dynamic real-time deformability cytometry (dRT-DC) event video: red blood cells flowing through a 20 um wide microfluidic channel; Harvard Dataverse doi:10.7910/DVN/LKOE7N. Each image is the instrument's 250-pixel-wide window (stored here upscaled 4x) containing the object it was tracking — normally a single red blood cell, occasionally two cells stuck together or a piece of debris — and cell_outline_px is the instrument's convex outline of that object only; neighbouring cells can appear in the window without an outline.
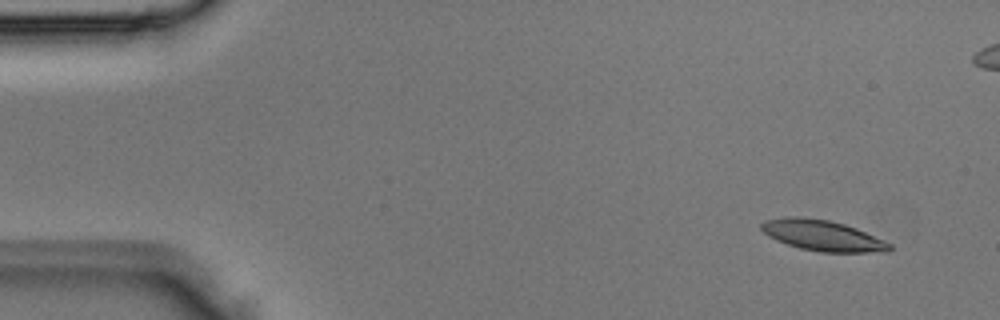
{"species": "Egyptian fruit bat (a non-hibernating species)", "species_latin": "Rousettus aegyptiacus", "temperature_condition": "room temperature", "stored_images_in_passage": 3, "camera_frame_rate_fps": 3000, "um_per_image_px": 0.085, "animal": {"sex": "male"}, "frame": {"image": 1, "passage_image": 1, "time_ms": 0.0, "image_size_px": [1000, 320], "cell_outline_px": [[892, 248], [888, 252], [820, 252], [800, 248], [776, 240], [768, 236], [760, 228], [760, 224], [764, 220], [788, 216], [800, 216], [828, 220], [844, 224], [856, 228], [884, 240], [892, 244]], "centroid_in_image_um": [69.91, 20.01], "position_along_channel_um": 15.1, "area_um2": 23.0}}